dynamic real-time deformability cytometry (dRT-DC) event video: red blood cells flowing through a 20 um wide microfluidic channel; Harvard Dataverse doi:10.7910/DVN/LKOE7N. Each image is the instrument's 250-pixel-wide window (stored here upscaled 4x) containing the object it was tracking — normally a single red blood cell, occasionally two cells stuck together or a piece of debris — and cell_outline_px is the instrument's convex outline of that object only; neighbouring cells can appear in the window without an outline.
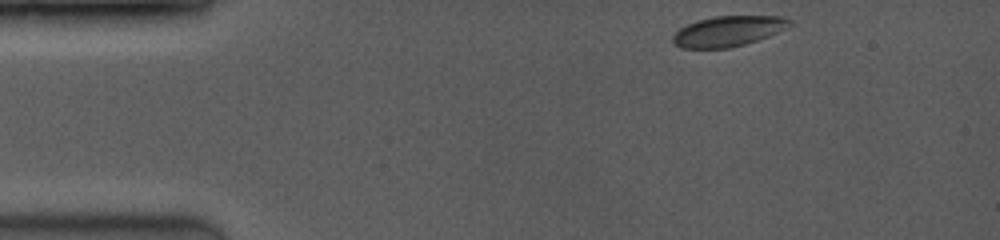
{"species": "common noctule bat (a hibernating species)", "species_latin": "Nyctalus noctula", "temperature_condition": "room temperature", "stored_images_in_passage": 12, "camera_frame_rate_fps": 3500, "um_per_image_px": 0.085, "animal": {"sex": "female", "body_mass_g": 19.0, "forearm_length_mm": 53.3}, "frame": {"image": 1, "passage_image": 1, "time_ms": 0.0, "image_size_px": [1000, 240], "cell_outline_px": [[792, 24], [788, 28], [768, 36], [744, 44], [728, 48], [680, 48], [672, 44], [672, 36], [680, 28], [688, 24], [700, 20], [716, 16], [784, 16], [792, 20]], "centroid_in_image_um": [61.91, 2.65], "position_along_channel_um": 23.1, "area_um2": 20.69}}
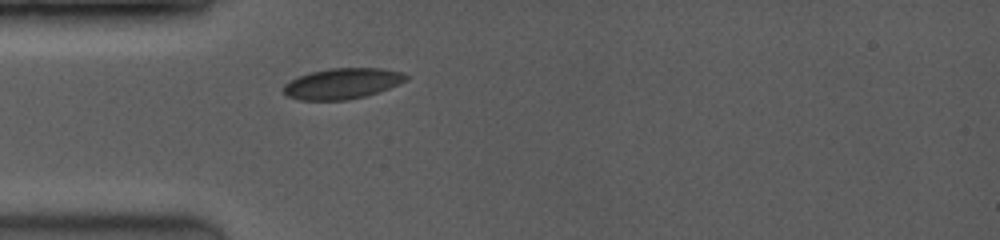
{"frame": {"image": 2, "passage_image": 10, "time_ms": 2.571, "image_size_px": [1000, 240], "cell_outline_px": [[408, 80], [380, 92], [348, 100], [300, 100], [288, 96], [284, 92], [284, 84], [300, 76], [312, 72], [332, 68], [380, 68], [400, 72], [408, 76]], "centroid_in_image_um": [29.13, 7.11], "position_along_channel_um": 55.9, "area_um2": 21.73}}